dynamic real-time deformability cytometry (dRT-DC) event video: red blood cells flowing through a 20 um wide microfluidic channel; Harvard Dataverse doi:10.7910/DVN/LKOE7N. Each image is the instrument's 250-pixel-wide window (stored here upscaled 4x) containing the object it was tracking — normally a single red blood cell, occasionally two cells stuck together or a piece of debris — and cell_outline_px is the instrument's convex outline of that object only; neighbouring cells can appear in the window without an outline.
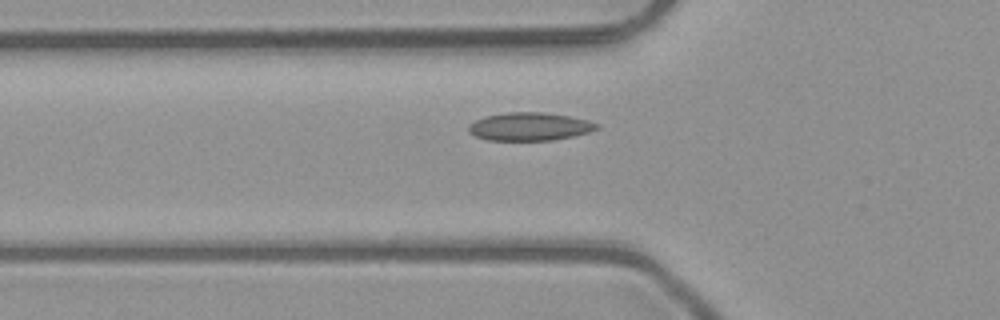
{"species": "common noctule bat (a hibernating species)", "species_latin": "Nyctalus noctula", "temperature_condition": "room temperature", "stored_images_in_passage": 7, "segment_of_instrument_passage": [2, 2], "camera_frame_rate_fps": 3000, "um_per_image_px": 0.085, "animal": {"sex": "male", "body_mass_g": 23.1, "forearm_length_mm": 52.7}, "frame": {"image": 1, "passage_image": 7, "time_ms": 2.0, "image_size_px": [1000, 320], "cell_outline_px": [[600, 128], [588, 132], [572, 136], [552, 140], [488, 140], [476, 136], [468, 132], [468, 124], [484, 116], [508, 112], [544, 112], [568, 116], [588, 120], [600, 124]], "centroid_in_image_um": [45.01, 10.75], "position_along_channel_um": 80.8, "area_um2": 20.98}}